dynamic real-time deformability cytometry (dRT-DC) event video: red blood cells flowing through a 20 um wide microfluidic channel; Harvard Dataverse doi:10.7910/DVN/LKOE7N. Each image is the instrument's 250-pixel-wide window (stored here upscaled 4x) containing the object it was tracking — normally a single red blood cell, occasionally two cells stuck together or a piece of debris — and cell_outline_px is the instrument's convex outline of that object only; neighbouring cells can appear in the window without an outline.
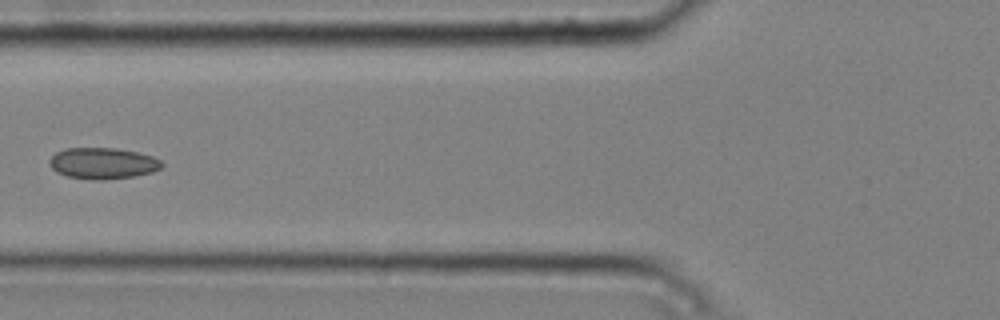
{"species": "common noctule bat (a hibernating species)", "species_latin": "Nyctalus noctula", "temperature_condition": "cold", "stored_images_in_passage": 7, "camera_frame_rate_fps": 3000, "um_per_image_px": 0.085, "animal": {"sex": "male", "body_mass_g": 20.4}, "frame": {"image": 1, "passage_image": 6, "time_ms": 1.667, "image_size_px": [1000, 320], "cell_outline_px": [[164, 164], [160, 168], [152, 172], [132, 176], [104, 180], [92, 180], [68, 176], [56, 172], [48, 164], [48, 160], [56, 152], [64, 148], [116, 148], [136, 152], [152, 156], [160, 160]], "centroid_in_image_um": [8.7, 13.88], "position_along_channel_um": 117.1, "area_um2": 20.46}}
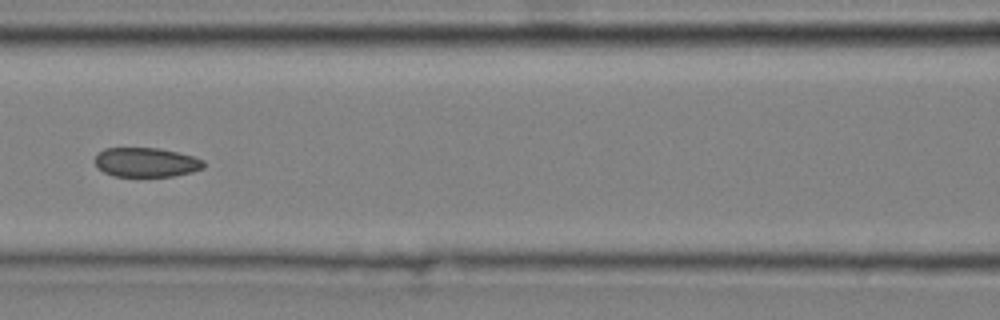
{"frame": {"image": 2, "passage_image": 7, "time_ms": 2.0, "image_size_px": [1000, 320], "cell_outline_px": [[204, 168], [192, 172], [172, 176], [112, 176], [104, 172], [96, 164], [96, 156], [104, 148], [160, 148], [192, 156], [204, 160]], "centroid_in_image_um": [12.44, 13.8], "position_along_channel_um": 154.2, "area_um2": 18.44}}